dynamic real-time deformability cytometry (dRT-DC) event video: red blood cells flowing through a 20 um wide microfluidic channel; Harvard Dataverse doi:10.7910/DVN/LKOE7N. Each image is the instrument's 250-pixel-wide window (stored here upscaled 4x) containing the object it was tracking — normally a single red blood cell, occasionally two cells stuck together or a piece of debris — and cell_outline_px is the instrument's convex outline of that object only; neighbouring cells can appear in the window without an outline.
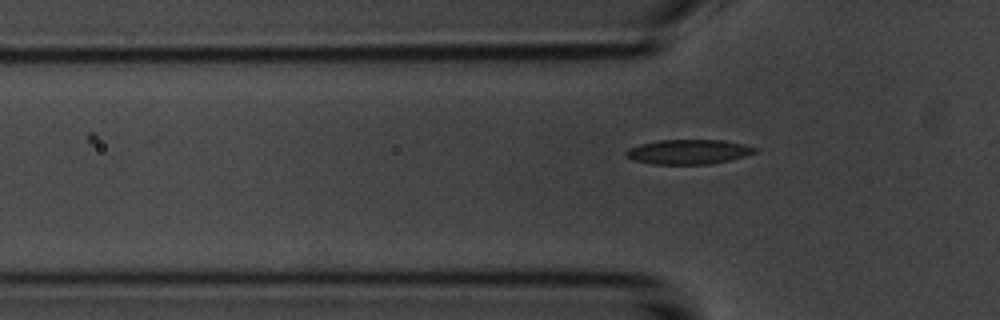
{"species": "common noctule bat (a hibernating species)", "species_latin": "Nyctalus noctula", "temperature_condition": "room temperature", "stored_images_in_passage": 2, "camera_frame_rate_fps": 3000, "um_per_image_px": 0.085, "animal": {"sex": "male", "body_mass_g": 20.1, "forearm_length_mm": 53.5}, "frame": {"image": 1, "passage_image": 2, "time_ms": 1.333, "image_size_px": [1000, 320], "cell_outline_px": [[760, 148], [756, 152], [744, 156], [728, 160], [708, 164], [652, 164], [632, 160], [624, 156], [624, 152], [628, 148], [640, 144], [660, 140], [724, 140], [744, 144]], "centroid_in_image_um": [58.49, 12.9], "position_along_channel_um": 67.3, "area_um2": 18.61}}